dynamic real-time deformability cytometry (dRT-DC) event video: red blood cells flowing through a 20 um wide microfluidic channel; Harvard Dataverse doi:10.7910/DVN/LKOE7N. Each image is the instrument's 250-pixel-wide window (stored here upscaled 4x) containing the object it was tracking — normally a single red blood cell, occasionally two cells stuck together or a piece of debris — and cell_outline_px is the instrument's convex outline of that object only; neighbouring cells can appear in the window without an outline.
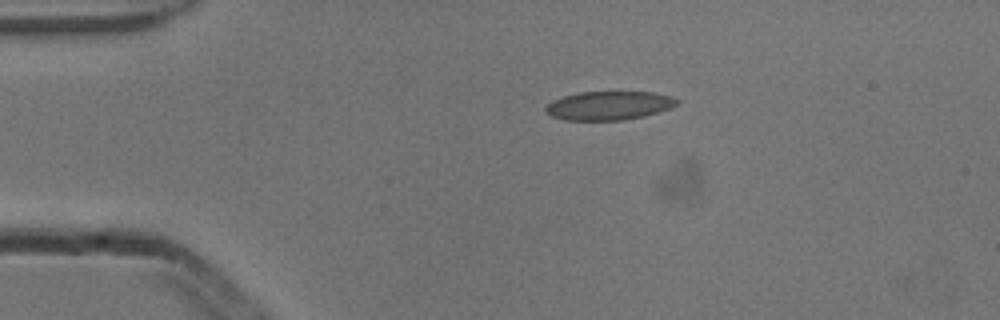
{"species": "common noctule bat (a hibernating species)", "species_latin": "Nyctalus noctula", "temperature_condition": "cold", "stored_images_in_passage": 43, "camera_frame_rate_fps": 3000, "um_per_image_px": 0.085, "animal": {"sex": "male", "body_mass_g": 13.3}, "frame": {"image": 1, "passage_image": 1, "time_ms": 0.0, "image_size_px": [1000, 320], "cell_outline_px": [[680, 100], [676, 104], [668, 108], [644, 116], [624, 120], [564, 120], [552, 116], [544, 112], [544, 108], [552, 100], [564, 96], [580, 92], [652, 92], [672, 96]], "centroid_in_image_um": [51.72, 8.97], "position_along_channel_um": 33.3, "area_um2": 21.91}}
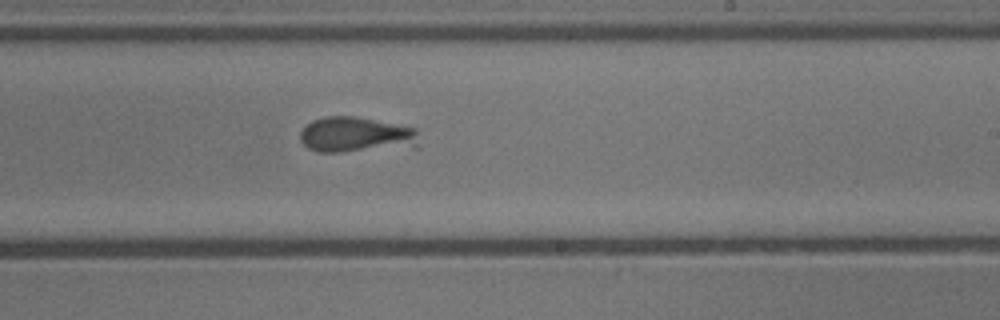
{"frame": {"image": 2, "passage_image": 22, "time_ms": 7.0, "image_size_px": [1000, 320], "cell_outline_px": [[420, 148], [340, 152], [320, 152], [308, 148], [300, 140], [300, 132], [312, 120], [324, 116], [352, 116], [416, 128]], "centroid_in_image_um": [30.32, 11.49], "position_along_channel_um": 258.7, "area_um2": 24.97}}
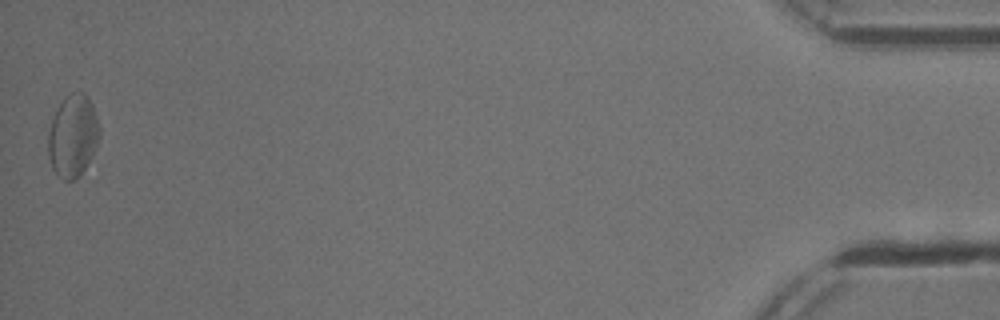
{"frame": {"image": 3, "passage_image": 43, "time_ms": 14.0, "image_size_px": [1000, 320], "cell_outline_px": [[100, 136], [84, 168], [76, 180], [64, 180], [56, 176], [52, 168], [48, 156], [48, 132], [52, 120], [60, 104], [72, 92], [84, 92], [88, 96], [92, 104], [100, 128]], "centroid_in_image_um": [6.18, 11.57], "position_along_channel_um": 429.0, "area_um2": 24.28}}